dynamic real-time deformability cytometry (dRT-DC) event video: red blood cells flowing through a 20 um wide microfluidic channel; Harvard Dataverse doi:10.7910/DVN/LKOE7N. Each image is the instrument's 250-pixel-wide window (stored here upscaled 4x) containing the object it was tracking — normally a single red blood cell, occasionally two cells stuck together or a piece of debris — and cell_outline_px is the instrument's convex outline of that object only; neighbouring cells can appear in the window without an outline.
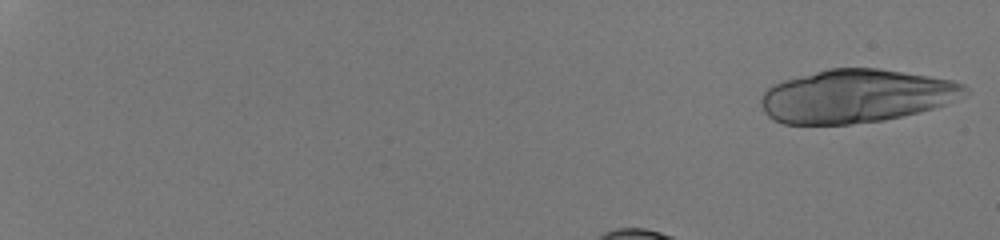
{"species": "human", "species_latin": "Homo sapiens", "temperature_condition": "room temperature", "stored_images_in_passage": 39, "segment_of_instrument_passage": [1, 2], "camera_frame_rate_fps": 3000, "um_per_image_px": 0.085, "donor": {"sex": "male"}, "frame": {"image": 1, "passage_image": 1, "time_ms": 0.0, "image_size_px": [1000, 240], "cell_outline_px": [[968, 92], [944, 104], [920, 112], [884, 120], [852, 124], [784, 124], [772, 120], [764, 112], [760, 100], [764, 92], [768, 88], [784, 80], [828, 68], [880, 68], [952, 80], [964, 84], [968, 88]], "centroid_in_image_um": [72.74, 8.17], "position_along_channel_um": 12.3, "area_um2": 63.12}}